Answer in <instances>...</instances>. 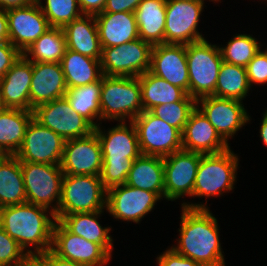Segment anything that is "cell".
Listing matches in <instances>:
<instances>
[{
    "label": "cell",
    "mask_w": 267,
    "mask_h": 266,
    "mask_svg": "<svg viewBox=\"0 0 267 266\" xmlns=\"http://www.w3.org/2000/svg\"><path fill=\"white\" fill-rule=\"evenodd\" d=\"M95 20L102 47L118 46L139 38L135 13H99Z\"/></svg>",
    "instance_id": "obj_24"
},
{
    "label": "cell",
    "mask_w": 267,
    "mask_h": 266,
    "mask_svg": "<svg viewBox=\"0 0 267 266\" xmlns=\"http://www.w3.org/2000/svg\"><path fill=\"white\" fill-rule=\"evenodd\" d=\"M250 89L246 67L223 61L213 96L242 101Z\"/></svg>",
    "instance_id": "obj_35"
},
{
    "label": "cell",
    "mask_w": 267,
    "mask_h": 266,
    "mask_svg": "<svg viewBox=\"0 0 267 266\" xmlns=\"http://www.w3.org/2000/svg\"><path fill=\"white\" fill-rule=\"evenodd\" d=\"M3 109L2 103H1V97H0V111Z\"/></svg>",
    "instance_id": "obj_51"
},
{
    "label": "cell",
    "mask_w": 267,
    "mask_h": 266,
    "mask_svg": "<svg viewBox=\"0 0 267 266\" xmlns=\"http://www.w3.org/2000/svg\"><path fill=\"white\" fill-rule=\"evenodd\" d=\"M187 67L189 72V96L199 99L213 95L223 62L220 45L206 39L186 45Z\"/></svg>",
    "instance_id": "obj_6"
},
{
    "label": "cell",
    "mask_w": 267,
    "mask_h": 266,
    "mask_svg": "<svg viewBox=\"0 0 267 266\" xmlns=\"http://www.w3.org/2000/svg\"><path fill=\"white\" fill-rule=\"evenodd\" d=\"M0 8L2 9V0H0Z\"/></svg>",
    "instance_id": "obj_53"
},
{
    "label": "cell",
    "mask_w": 267,
    "mask_h": 266,
    "mask_svg": "<svg viewBox=\"0 0 267 266\" xmlns=\"http://www.w3.org/2000/svg\"><path fill=\"white\" fill-rule=\"evenodd\" d=\"M102 87V77L93 83L77 86L67 90L65 98L71 108L85 118L94 128L101 121L100 95ZM96 119V121H94Z\"/></svg>",
    "instance_id": "obj_33"
},
{
    "label": "cell",
    "mask_w": 267,
    "mask_h": 266,
    "mask_svg": "<svg viewBox=\"0 0 267 266\" xmlns=\"http://www.w3.org/2000/svg\"><path fill=\"white\" fill-rule=\"evenodd\" d=\"M134 13L139 38L152 46L164 44L166 0H142Z\"/></svg>",
    "instance_id": "obj_27"
},
{
    "label": "cell",
    "mask_w": 267,
    "mask_h": 266,
    "mask_svg": "<svg viewBox=\"0 0 267 266\" xmlns=\"http://www.w3.org/2000/svg\"><path fill=\"white\" fill-rule=\"evenodd\" d=\"M142 0H107L101 13L132 12L134 13Z\"/></svg>",
    "instance_id": "obj_43"
},
{
    "label": "cell",
    "mask_w": 267,
    "mask_h": 266,
    "mask_svg": "<svg viewBox=\"0 0 267 266\" xmlns=\"http://www.w3.org/2000/svg\"><path fill=\"white\" fill-rule=\"evenodd\" d=\"M238 155L230 148L216 154H202L197 168L192 197H220L234 189Z\"/></svg>",
    "instance_id": "obj_5"
},
{
    "label": "cell",
    "mask_w": 267,
    "mask_h": 266,
    "mask_svg": "<svg viewBox=\"0 0 267 266\" xmlns=\"http://www.w3.org/2000/svg\"><path fill=\"white\" fill-rule=\"evenodd\" d=\"M230 148L207 117L196 108L182 131V150L201 154H216Z\"/></svg>",
    "instance_id": "obj_21"
},
{
    "label": "cell",
    "mask_w": 267,
    "mask_h": 266,
    "mask_svg": "<svg viewBox=\"0 0 267 266\" xmlns=\"http://www.w3.org/2000/svg\"><path fill=\"white\" fill-rule=\"evenodd\" d=\"M67 89L98 81L102 76L100 60L66 49L60 62Z\"/></svg>",
    "instance_id": "obj_29"
},
{
    "label": "cell",
    "mask_w": 267,
    "mask_h": 266,
    "mask_svg": "<svg viewBox=\"0 0 267 266\" xmlns=\"http://www.w3.org/2000/svg\"><path fill=\"white\" fill-rule=\"evenodd\" d=\"M23 266H44L36 257H30Z\"/></svg>",
    "instance_id": "obj_49"
},
{
    "label": "cell",
    "mask_w": 267,
    "mask_h": 266,
    "mask_svg": "<svg viewBox=\"0 0 267 266\" xmlns=\"http://www.w3.org/2000/svg\"><path fill=\"white\" fill-rule=\"evenodd\" d=\"M152 45L137 38L113 47H102L100 59L104 76L139 77L150 69Z\"/></svg>",
    "instance_id": "obj_9"
},
{
    "label": "cell",
    "mask_w": 267,
    "mask_h": 266,
    "mask_svg": "<svg viewBox=\"0 0 267 266\" xmlns=\"http://www.w3.org/2000/svg\"><path fill=\"white\" fill-rule=\"evenodd\" d=\"M32 0H2V9L7 11L17 7H24L29 5Z\"/></svg>",
    "instance_id": "obj_47"
},
{
    "label": "cell",
    "mask_w": 267,
    "mask_h": 266,
    "mask_svg": "<svg viewBox=\"0 0 267 266\" xmlns=\"http://www.w3.org/2000/svg\"><path fill=\"white\" fill-rule=\"evenodd\" d=\"M30 258L0 226V266H23Z\"/></svg>",
    "instance_id": "obj_39"
},
{
    "label": "cell",
    "mask_w": 267,
    "mask_h": 266,
    "mask_svg": "<svg viewBox=\"0 0 267 266\" xmlns=\"http://www.w3.org/2000/svg\"><path fill=\"white\" fill-rule=\"evenodd\" d=\"M156 261L159 266H204L201 263L182 256L170 247L169 249L158 255Z\"/></svg>",
    "instance_id": "obj_42"
},
{
    "label": "cell",
    "mask_w": 267,
    "mask_h": 266,
    "mask_svg": "<svg viewBox=\"0 0 267 266\" xmlns=\"http://www.w3.org/2000/svg\"><path fill=\"white\" fill-rule=\"evenodd\" d=\"M51 251L85 266H105L112 258L100 244L71 233L59 220L53 228Z\"/></svg>",
    "instance_id": "obj_16"
},
{
    "label": "cell",
    "mask_w": 267,
    "mask_h": 266,
    "mask_svg": "<svg viewBox=\"0 0 267 266\" xmlns=\"http://www.w3.org/2000/svg\"><path fill=\"white\" fill-rule=\"evenodd\" d=\"M201 155L180 150L163 157L165 200L192 197Z\"/></svg>",
    "instance_id": "obj_17"
},
{
    "label": "cell",
    "mask_w": 267,
    "mask_h": 266,
    "mask_svg": "<svg viewBox=\"0 0 267 266\" xmlns=\"http://www.w3.org/2000/svg\"><path fill=\"white\" fill-rule=\"evenodd\" d=\"M80 11L86 15H97L103 12L107 0H77Z\"/></svg>",
    "instance_id": "obj_45"
},
{
    "label": "cell",
    "mask_w": 267,
    "mask_h": 266,
    "mask_svg": "<svg viewBox=\"0 0 267 266\" xmlns=\"http://www.w3.org/2000/svg\"><path fill=\"white\" fill-rule=\"evenodd\" d=\"M196 106L197 100L187 94L181 101L157 105L150 112L182 133L190 114Z\"/></svg>",
    "instance_id": "obj_37"
},
{
    "label": "cell",
    "mask_w": 267,
    "mask_h": 266,
    "mask_svg": "<svg viewBox=\"0 0 267 266\" xmlns=\"http://www.w3.org/2000/svg\"><path fill=\"white\" fill-rule=\"evenodd\" d=\"M197 107L227 144L251 120L243 101L236 99L204 96L197 99Z\"/></svg>",
    "instance_id": "obj_15"
},
{
    "label": "cell",
    "mask_w": 267,
    "mask_h": 266,
    "mask_svg": "<svg viewBox=\"0 0 267 266\" xmlns=\"http://www.w3.org/2000/svg\"><path fill=\"white\" fill-rule=\"evenodd\" d=\"M103 165L102 149L97 134L65 141L61 170L64 175L100 176Z\"/></svg>",
    "instance_id": "obj_18"
},
{
    "label": "cell",
    "mask_w": 267,
    "mask_h": 266,
    "mask_svg": "<svg viewBox=\"0 0 267 266\" xmlns=\"http://www.w3.org/2000/svg\"><path fill=\"white\" fill-rule=\"evenodd\" d=\"M64 144L65 140L61 136L32 118L15 156L20 162L60 165Z\"/></svg>",
    "instance_id": "obj_13"
},
{
    "label": "cell",
    "mask_w": 267,
    "mask_h": 266,
    "mask_svg": "<svg viewBox=\"0 0 267 266\" xmlns=\"http://www.w3.org/2000/svg\"><path fill=\"white\" fill-rule=\"evenodd\" d=\"M67 90L60 63L32 62L30 111L39 105L63 98Z\"/></svg>",
    "instance_id": "obj_22"
},
{
    "label": "cell",
    "mask_w": 267,
    "mask_h": 266,
    "mask_svg": "<svg viewBox=\"0 0 267 266\" xmlns=\"http://www.w3.org/2000/svg\"><path fill=\"white\" fill-rule=\"evenodd\" d=\"M262 44L258 43L253 35L235 34L227 42L226 46L221 47L223 61L246 67L253 57L262 49Z\"/></svg>",
    "instance_id": "obj_36"
},
{
    "label": "cell",
    "mask_w": 267,
    "mask_h": 266,
    "mask_svg": "<svg viewBox=\"0 0 267 266\" xmlns=\"http://www.w3.org/2000/svg\"><path fill=\"white\" fill-rule=\"evenodd\" d=\"M36 258L44 265V266H85L71 260H67L61 258L54 254L51 250H48L45 253L39 254Z\"/></svg>",
    "instance_id": "obj_44"
},
{
    "label": "cell",
    "mask_w": 267,
    "mask_h": 266,
    "mask_svg": "<svg viewBox=\"0 0 267 266\" xmlns=\"http://www.w3.org/2000/svg\"><path fill=\"white\" fill-rule=\"evenodd\" d=\"M162 198L153 192L117 185L106 191V212L115 219L138 224Z\"/></svg>",
    "instance_id": "obj_14"
},
{
    "label": "cell",
    "mask_w": 267,
    "mask_h": 266,
    "mask_svg": "<svg viewBox=\"0 0 267 266\" xmlns=\"http://www.w3.org/2000/svg\"><path fill=\"white\" fill-rule=\"evenodd\" d=\"M149 71L189 95L186 45L158 44L152 47Z\"/></svg>",
    "instance_id": "obj_20"
},
{
    "label": "cell",
    "mask_w": 267,
    "mask_h": 266,
    "mask_svg": "<svg viewBox=\"0 0 267 266\" xmlns=\"http://www.w3.org/2000/svg\"><path fill=\"white\" fill-rule=\"evenodd\" d=\"M9 25V42L22 54L44 34L50 25L36 1L24 7L6 11Z\"/></svg>",
    "instance_id": "obj_19"
},
{
    "label": "cell",
    "mask_w": 267,
    "mask_h": 266,
    "mask_svg": "<svg viewBox=\"0 0 267 266\" xmlns=\"http://www.w3.org/2000/svg\"><path fill=\"white\" fill-rule=\"evenodd\" d=\"M126 123L118 122L107 131L100 124L94 128L102 149L100 179L106 190L125 184L134 160L141 155L136 128L132 121Z\"/></svg>",
    "instance_id": "obj_3"
},
{
    "label": "cell",
    "mask_w": 267,
    "mask_h": 266,
    "mask_svg": "<svg viewBox=\"0 0 267 266\" xmlns=\"http://www.w3.org/2000/svg\"><path fill=\"white\" fill-rule=\"evenodd\" d=\"M165 198L163 157L140 155L133 162L126 183Z\"/></svg>",
    "instance_id": "obj_28"
},
{
    "label": "cell",
    "mask_w": 267,
    "mask_h": 266,
    "mask_svg": "<svg viewBox=\"0 0 267 266\" xmlns=\"http://www.w3.org/2000/svg\"><path fill=\"white\" fill-rule=\"evenodd\" d=\"M37 0L50 27L63 28L82 15L77 0Z\"/></svg>",
    "instance_id": "obj_38"
},
{
    "label": "cell",
    "mask_w": 267,
    "mask_h": 266,
    "mask_svg": "<svg viewBox=\"0 0 267 266\" xmlns=\"http://www.w3.org/2000/svg\"><path fill=\"white\" fill-rule=\"evenodd\" d=\"M66 49L63 29L50 27L22 55L31 62L60 63Z\"/></svg>",
    "instance_id": "obj_34"
},
{
    "label": "cell",
    "mask_w": 267,
    "mask_h": 266,
    "mask_svg": "<svg viewBox=\"0 0 267 266\" xmlns=\"http://www.w3.org/2000/svg\"><path fill=\"white\" fill-rule=\"evenodd\" d=\"M0 42H9L8 17L5 10L0 8Z\"/></svg>",
    "instance_id": "obj_46"
},
{
    "label": "cell",
    "mask_w": 267,
    "mask_h": 266,
    "mask_svg": "<svg viewBox=\"0 0 267 266\" xmlns=\"http://www.w3.org/2000/svg\"><path fill=\"white\" fill-rule=\"evenodd\" d=\"M32 62L23 55L0 79V97L3 108L30 111Z\"/></svg>",
    "instance_id": "obj_23"
},
{
    "label": "cell",
    "mask_w": 267,
    "mask_h": 266,
    "mask_svg": "<svg viewBox=\"0 0 267 266\" xmlns=\"http://www.w3.org/2000/svg\"><path fill=\"white\" fill-rule=\"evenodd\" d=\"M100 107L101 121H133L143 112L139 78L103 75Z\"/></svg>",
    "instance_id": "obj_4"
},
{
    "label": "cell",
    "mask_w": 267,
    "mask_h": 266,
    "mask_svg": "<svg viewBox=\"0 0 267 266\" xmlns=\"http://www.w3.org/2000/svg\"><path fill=\"white\" fill-rule=\"evenodd\" d=\"M33 118L41 125L56 132L65 141L90 135L94 127L63 97L33 109Z\"/></svg>",
    "instance_id": "obj_12"
},
{
    "label": "cell",
    "mask_w": 267,
    "mask_h": 266,
    "mask_svg": "<svg viewBox=\"0 0 267 266\" xmlns=\"http://www.w3.org/2000/svg\"><path fill=\"white\" fill-rule=\"evenodd\" d=\"M67 49L100 60L102 46L95 15L82 14L63 28Z\"/></svg>",
    "instance_id": "obj_25"
},
{
    "label": "cell",
    "mask_w": 267,
    "mask_h": 266,
    "mask_svg": "<svg viewBox=\"0 0 267 266\" xmlns=\"http://www.w3.org/2000/svg\"><path fill=\"white\" fill-rule=\"evenodd\" d=\"M33 111L3 108L0 111V147L9 155L20 149Z\"/></svg>",
    "instance_id": "obj_30"
},
{
    "label": "cell",
    "mask_w": 267,
    "mask_h": 266,
    "mask_svg": "<svg viewBox=\"0 0 267 266\" xmlns=\"http://www.w3.org/2000/svg\"><path fill=\"white\" fill-rule=\"evenodd\" d=\"M138 78L141 86L143 111H150L157 105L181 101L187 95L183 89L170 84L150 71Z\"/></svg>",
    "instance_id": "obj_31"
},
{
    "label": "cell",
    "mask_w": 267,
    "mask_h": 266,
    "mask_svg": "<svg viewBox=\"0 0 267 266\" xmlns=\"http://www.w3.org/2000/svg\"><path fill=\"white\" fill-rule=\"evenodd\" d=\"M132 122L142 155L165 157L182 150V133L150 111H143Z\"/></svg>",
    "instance_id": "obj_10"
},
{
    "label": "cell",
    "mask_w": 267,
    "mask_h": 266,
    "mask_svg": "<svg viewBox=\"0 0 267 266\" xmlns=\"http://www.w3.org/2000/svg\"><path fill=\"white\" fill-rule=\"evenodd\" d=\"M56 221L51 210L28 202L0 208V226L30 257L51 250Z\"/></svg>",
    "instance_id": "obj_2"
},
{
    "label": "cell",
    "mask_w": 267,
    "mask_h": 266,
    "mask_svg": "<svg viewBox=\"0 0 267 266\" xmlns=\"http://www.w3.org/2000/svg\"><path fill=\"white\" fill-rule=\"evenodd\" d=\"M206 205L207 200L204 204L182 203L179 238L171 248L204 266H225L219 225Z\"/></svg>",
    "instance_id": "obj_1"
},
{
    "label": "cell",
    "mask_w": 267,
    "mask_h": 266,
    "mask_svg": "<svg viewBox=\"0 0 267 266\" xmlns=\"http://www.w3.org/2000/svg\"><path fill=\"white\" fill-rule=\"evenodd\" d=\"M103 212L104 210L55 216L71 233L100 244L112 256L114 245L110 235L111 228L102 227L98 221Z\"/></svg>",
    "instance_id": "obj_26"
},
{
    "label": "cell",
    "mask_w": 267,
    "mask_h": 266,
    "mask_svg": "<svg viewBox=\"0 0 267 266\" xmlns=\"http://www.w3.org/2000/svg\"><path fill=\"white\" fill-rule=\"evenodd\" d=\"M9 154L0 147V162H2L5 158H7Z\"/></svg>",
    "instance_id": "obj_50"
},
{
    "label": "cell",
    "mask_w": 267,
    "mask_h": 266,
    "mask_svg": "<svg viewBox=\"0 0 267 266\" xmlns=\"http://www.w3.org/2000/svg\"><path fill=\"white\" fill-rule=\"evenodd\" d=\"M20 163L27 202L45 207L55 214L61 199L64 176L61 166L32 162Z\"/></svg>",
    "instance_id": "obj_8"
},
{
    "label": "cell",
    "mask_w": 267,
    "mask_h": 266,
    "mask_svg": "<svg viewBox=\"0 0 267 266\" xmlns=\"http://www.w3.org/2000/svg\"><path fill=\"white\" fill-rule=\"evenodd\" d=\"M106 191L100 176L64 175L61 199L55 215L106 210Z\"/></svg>",
    "instance_id": "obj_7"
},
{
    "label": "cell",
    "mask_w": 267,
    "mask_h": 266,
    "mask_svg": "<svg viewBox=\"0 0 267 266\" xmlns=\"http://www.w3.org/2000/svg\"><path fill=\"white\" fill-rule=\"evenodd\" d=\"M27 202L21 163L15 155L0 162V208Z\"/></svg>",
    "instance_id": "obj_32"
},
{
    "label": "cell",
    "mask_w": 267,
    "mask_h": 266,
    "mask_svg": "<svg viewBox=\"0 0 267 266\" xmlns=\"http://www.w3.org/2000/svg\"><path fill=\"white\" fill-rule=\"evenodd\" d=\"M250 87L253 84H267V54L260 50L246 66Z\"/></svg>",
    "instance_id": "obj_40"
},
{
    "label": "cell",
    "mask_w": 267,
    "mask_h": 266,
    "mask_svg": "<svg viewBox=\"0 0 267 266\" xmlns=\"http://www.w3.org/2000/svg\"><path fill=\"white\" fill-rule=\"evenodd\" d=\"M21 55L22 53L11 42H0V79Z\"/></svg>",
    "instance_id": "obj_41"
},
{
    "label": "cell",
    "mask_w": 267,
    "mask_h": 266,
    "mask_svg": "<svg viewBox=\"0 0 267 266\" xmlns=\"http://www.w3.org/2000/svg\"><path fill=\"white\" fill-rule=\"evenodd\" d=\"M220 0H212V2L216 3V2H219Z\"/></svg>",
    "instance_id": "obj_52"
},
{
    "label": "cell",
    "mask_w": 267,
    "mask_h": 266,
    "mask_svg": "<svg viewBox=\"0 0 267 266\" xmlns=\"http://www.w3.org/2000/svg\"><path fill=\"white\" fill-rule=\"evenodd\" d=\"M204 2L205 0H166L165 44L187 45L205 39L198 31Z\"/></svg>",
    "instance_id": "obj_11"
},
{
    "label": "cell",
    "mask_w": 267,
    "mask_h": 266,
    "mask_svg": "<svg viewBox=\"0 0 267 266\" xmlns=\"http://www.w3.org/2000/svg\"><path fill=\"white\" fill-rule=\"evenodd\" d=\"M262 123L260 126V137L263 141V143L265 144V146L267 147V109L265 110V112L262 113Z\"/></svg>",
    "instance_id": "obj_48"
}]
</instances>
